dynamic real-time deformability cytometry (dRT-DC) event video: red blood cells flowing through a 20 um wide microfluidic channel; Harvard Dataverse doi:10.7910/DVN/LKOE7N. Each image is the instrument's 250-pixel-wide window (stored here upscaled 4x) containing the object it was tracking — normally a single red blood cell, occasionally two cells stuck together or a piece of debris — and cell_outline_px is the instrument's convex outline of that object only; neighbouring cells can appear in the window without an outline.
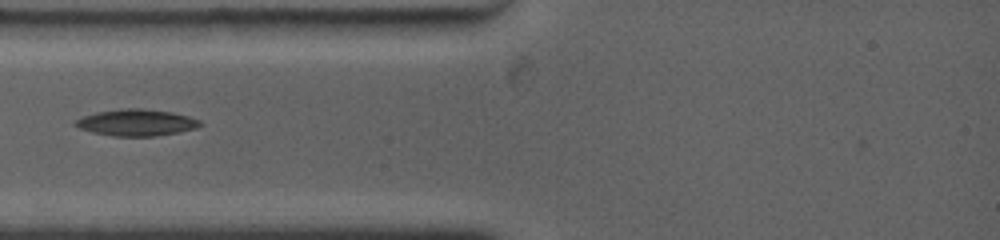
{"species": "common noctule bat (a hibernating species)", "species_latin": "Nyctalus noctula", "temperature_condition": "warm", "stored_images_in_passage": 5, "camera_frame_rate_fps": 4500, "um_per_image_px": 0.085, "animal": {"sex": "female", "body_mass_g": 19.0, "forearm_length_mm": 53.3}, "frame": {"image": 1, "passage_image": 2, "time_ms": 0.444, "image_size_px": [1000, 240], "cell_outline_px": [[204, 124], [196, 128], [156, 136], [112, 136], [92, 132], [80, 128], [72, 124], [76, 120], [84, 116], [96, 112], [120, 108], [140, 108], [172, 112], [188, 116], [200, 120]], "centroid_in_image_um": [11.59, 10.41], "position_along_channel_um": 73.4, "area_um2": 19.31}}
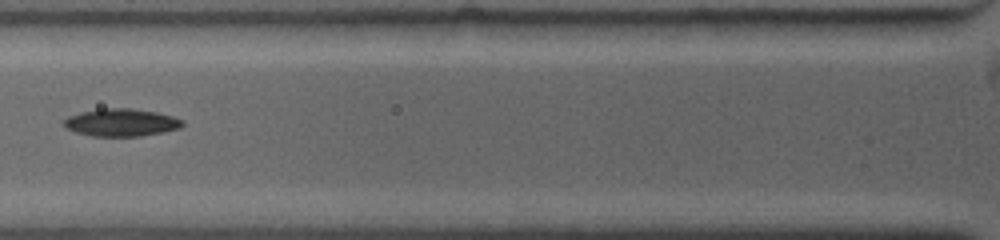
{"frame": {"image": 2, "passage_image": 4, "time_ms": 1.556, "image_size_px": [1000, 240], "cell_outline_px": [[184, 124], [180, 128], [140, 136], [92, 136], [76, 132], [68, 128], [64, 124], [64, 120], [68, 116], [84, 112], [104, 108], [128, 108], [156, 112], [172, 116], [180, 120]], "centroid_in_image_um": [10.3, 10.41], "position_along_channel_um": 115.5, "area_um2": 18.61}}